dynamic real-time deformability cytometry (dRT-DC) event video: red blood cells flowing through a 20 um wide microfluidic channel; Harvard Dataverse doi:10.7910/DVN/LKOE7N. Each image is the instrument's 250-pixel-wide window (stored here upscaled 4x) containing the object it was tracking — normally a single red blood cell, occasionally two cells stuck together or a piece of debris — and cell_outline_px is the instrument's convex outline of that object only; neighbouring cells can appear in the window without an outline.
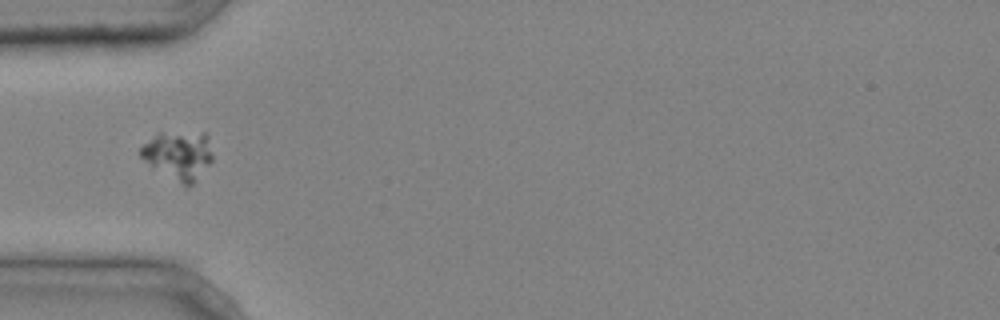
{"species": "common noctule bat (a hibernating species)", "species_latin": "Nyctalus noctula", "temperature_condition": "cold", "stored_images_in_passage": 1, "camera_frame_rate_fps": 3000, "um_per_image_px": 0.085, "animal": {"sex": "male", "body_mass_g": 20.4}, "frame": {"image": 1, "passage_image": 1, "time_ms": 0.0, "image_size_px": [1000, 320], "cell_outline_px": [[212, 160], [192, 184], [184, 184], [152, 164], [140, 156], [140, 148], [144, 144], [160, 132], [204, 132], [208, 136], [212, 156]], "centroid_in_image_um": [15.22, 13.11], "position_along_channel_um": 69.8, "area_um2": 19.36}}